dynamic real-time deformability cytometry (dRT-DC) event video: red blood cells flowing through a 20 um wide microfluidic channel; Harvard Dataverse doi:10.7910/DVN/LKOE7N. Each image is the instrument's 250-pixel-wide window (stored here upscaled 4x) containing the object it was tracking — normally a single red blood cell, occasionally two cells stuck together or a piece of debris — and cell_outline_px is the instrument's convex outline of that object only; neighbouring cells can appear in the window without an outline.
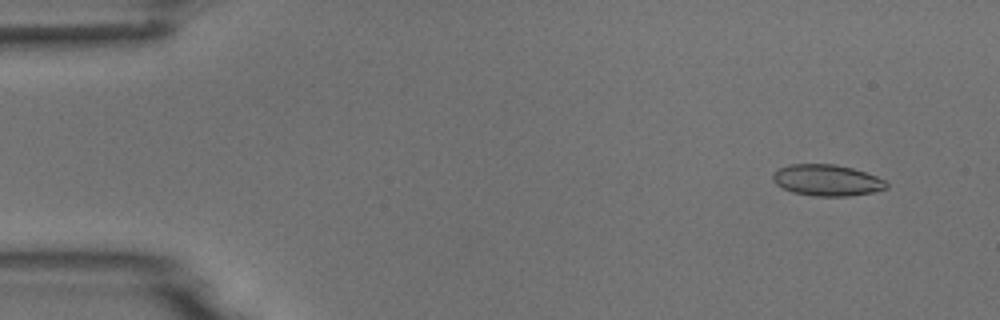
{"species": "common noctule bat (a hibernating species)", "species_latin": "Nyctalus noctula", "temperature_condition": "room temperature", "stored_images_in_passage": 6, "camera_frame_rate_fps": 3000, "um_per_image_px": 0.085, "animal": {"sex": "male", "body_mass_g": 18.8}, "frame": {"image": 1, "passage_image": 1, "time_ms": 0.0, "image_size_px": [1000, 320], "cell_outline_px": [[888, 188], [872, 192], [848, 196], [812, 196], [792, 192], [776, 184], [772, 180], [772, 172], [788, 164], [836, 164], [852, 168], [876, 176], [884, 180], [888, 184]], "centroid_in_image_um": [70.26, 15.32], "position_along_channel_um": 14.7, "area_um2": 20.75}}
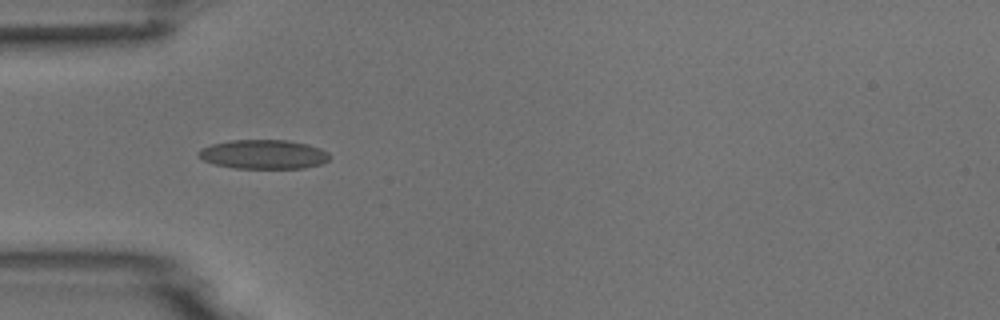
{"frame": {"image": 2, "passage_image": 4, "time_ms": 4.0, "image_size_px": [1000, 320], "cell_outline_px": [[328, 160], [324, 164], [304, 168], [232, 168], [212, 164], [196, 156], [196, 152], [200, 148], [212, 144], [228, 140], [288, 140], [308, 144], [320, 148], [328, 152]], "centroid_in_image_um": [22.36, 13.12], "position_along_channel_um": 62.6, "area_um2": 22.6}}